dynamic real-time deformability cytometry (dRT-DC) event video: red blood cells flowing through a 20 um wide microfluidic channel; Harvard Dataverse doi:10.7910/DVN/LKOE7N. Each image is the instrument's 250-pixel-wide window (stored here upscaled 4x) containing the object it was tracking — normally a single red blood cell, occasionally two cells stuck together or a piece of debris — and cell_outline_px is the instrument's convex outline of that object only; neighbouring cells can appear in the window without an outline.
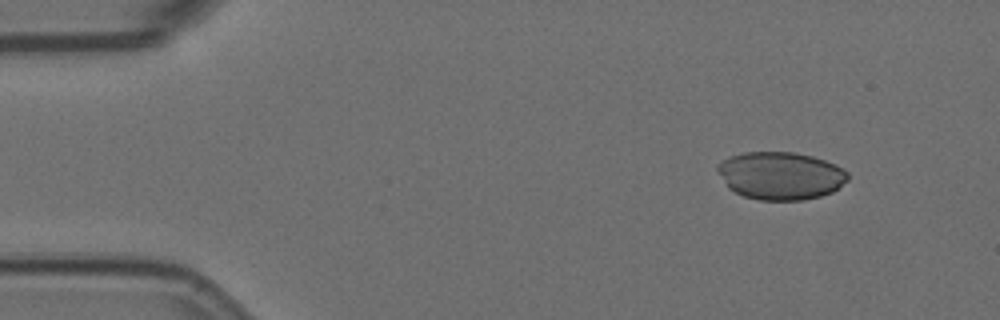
{"species": "Egyptian fruit bat (a non-hibernating species)", "species_latin": "Rousettus aegyptiacus", "temperature_condition": "room temperature", "stored_images_in_passage": 4, "camera_frame_rate_fps": 3000, "um_per_image_px": 0.085, "animal": {"sex": "female"}, "frame": {"image": 1, "passage_image": 1, "time_ms": 0.0, "image_size_px": [1000, 320], "cell_outline_px": [[848, 180], [832, 192], [820, 196], [804, 200], [760, 200], [744, 196], [728, 188], [716, 168], [724, 160], [732, 156], [744, 152], [792, 152], [812, 156], [836, 164], [848, 172]], "centroid_in_image_um": [66.37, 14.94], "position_along_channel_um": 18.6, "area_um2": 36.07}}